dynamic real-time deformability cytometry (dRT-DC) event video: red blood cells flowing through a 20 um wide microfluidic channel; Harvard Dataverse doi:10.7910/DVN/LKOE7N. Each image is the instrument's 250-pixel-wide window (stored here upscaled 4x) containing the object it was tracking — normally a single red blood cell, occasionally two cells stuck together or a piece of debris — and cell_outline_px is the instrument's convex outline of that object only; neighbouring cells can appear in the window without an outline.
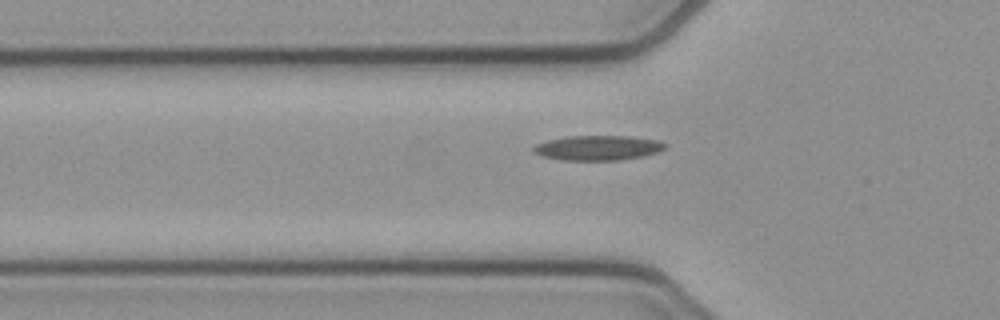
{"species": "common noctule bat (a hibernating species)", "species_latin": "Nyctalus noctula", "temperature_condition": "cold", "stored_images_in_passage": 39, "camera_frame_rate_fps": 3000, "um_per_image_px": 0.085, "animal": {"sex": "female", "body_mass_g": 21.9}, "frame": {"image": 1, "passage_image": 7, "time_ms": 2.0, "image_size_px": [1000, 320], "cell_outline_px": [[668, 148], [644, 156], [620, 160], [564, 160], [540, 156], [532, 152], [532, 148], [536, 144], [548, 140], [568, 136], [628, 136], [656, 140], [668, 144]], "centroid_in_image_um": [50.82, 12.57], "position_along_channel_um": 75.0, "area_um2": 19.13}}
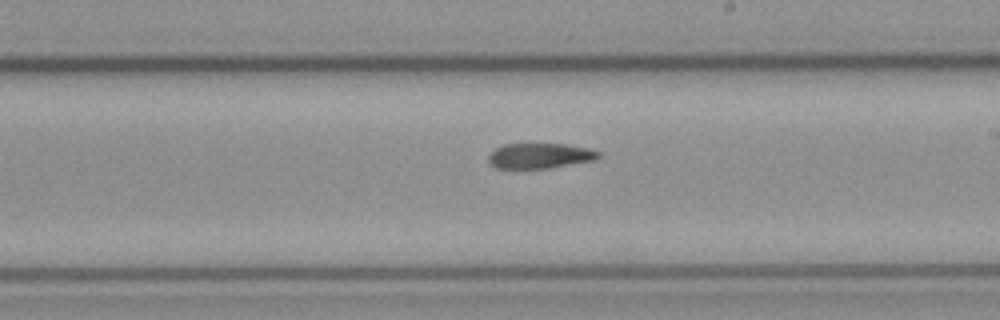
{"frame": {"image": 2, "passage_image": 20, "time_ms": 6.333, "image_size_px": [1000, 320], "cell_outline_px": [[600, 156], [596, 160], [548, 168], [496, 168], [488, 160], [488, 156], [496, 148], [504, 144], [564, 144], [588, 148], [600, 152]], "centroid_in_image_um": [45.91, 13.24], "position_along_channel_um": 243.1, "area_um2": 16.07}}
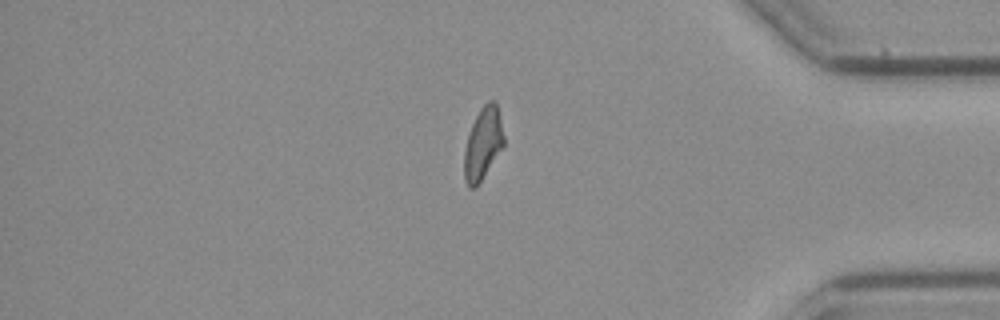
{"frame": {"image": 3, "passage_image": 34, "time_ms": 11.0, "image_size_px": [1000, 320], "cell_outline_px": [[504, 144], [476, 188], [468, 188], [464, 180], [464, 152], [468, 136], [472, 124], [480, 108], [488, 100], [496, 100], [500, 116], [504, 136]], "centroid_in_image_um": [41.04, 12.2], "position_along_channel_um": 394.2, "area_um2": 16.59}}